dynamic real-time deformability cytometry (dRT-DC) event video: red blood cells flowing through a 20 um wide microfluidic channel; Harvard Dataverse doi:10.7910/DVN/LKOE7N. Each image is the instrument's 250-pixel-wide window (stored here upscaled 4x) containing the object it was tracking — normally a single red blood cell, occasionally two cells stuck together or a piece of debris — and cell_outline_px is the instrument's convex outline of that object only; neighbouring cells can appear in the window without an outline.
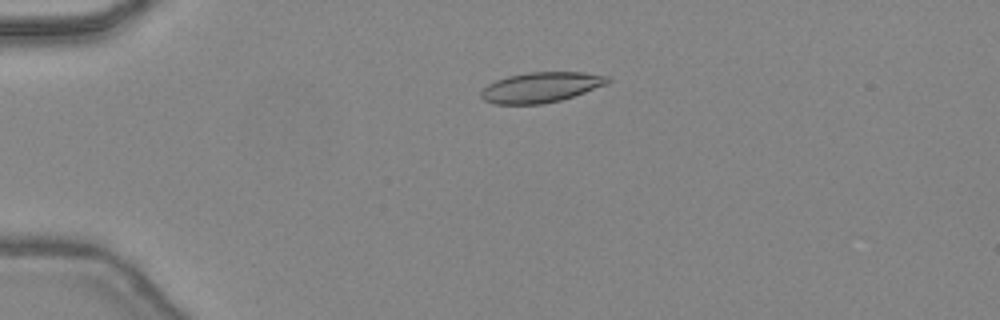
{"species": "common noctule bat (a hibernating species)", "species_latin": "Nyctalus noctula", "temperature_condition": "warm", "stored_images_in_passage": 38, "camera_frame_rate_fps": 3000, "um_per_image_px": 0.085, "animal": {"sex": "female", "body_mass_g": 24.6, "forearm_length_mm": 56.2}, "frame": {"image": 1, "passage_image": 3, "time_ms": 0.667, "image_size_px": [1000, 320], "cell_outline_px": [[612, 80], [608, 84], [560, 100], [540, 104], [492, 104], [484, 100], [480, 96], [480, 92], [488, 84], [496, 80], [508, 76], [528, 72], [584, 72], [608, 76]], "centroid_in_image_um": [45.98, 7.41], "position_along_channel_um": 39.0, "area_um2": 22.31}}
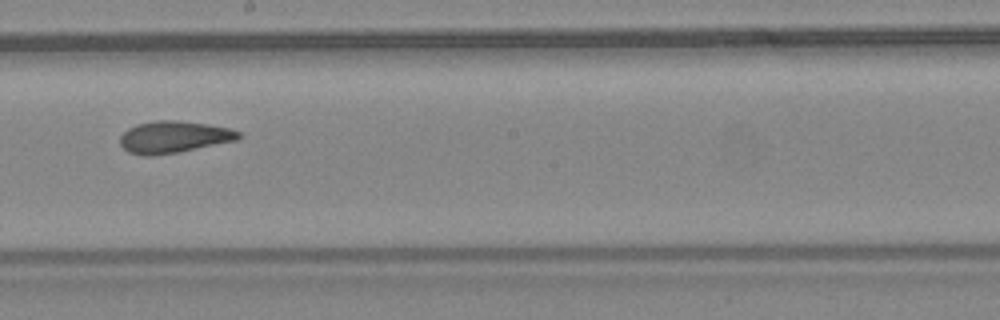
{"frame": {"image": 2, "passage_image": 19, "time_ms": 6.0, "image_size_px": [1000, 320], "cell_outline_px": [[244, 136], [240, 140], [180, 152], [152, 156], [140, 156], [128, 152], [120, 144], [120, 136], [128, 128], [136, 124], [156, 120], [176, 120], [208, 124], [228, 128], [240, 132]], "centroid_in_image_um": [14.8, 11.65], "position_along_channel_um": 233.4, "area_um2": 22.43}}
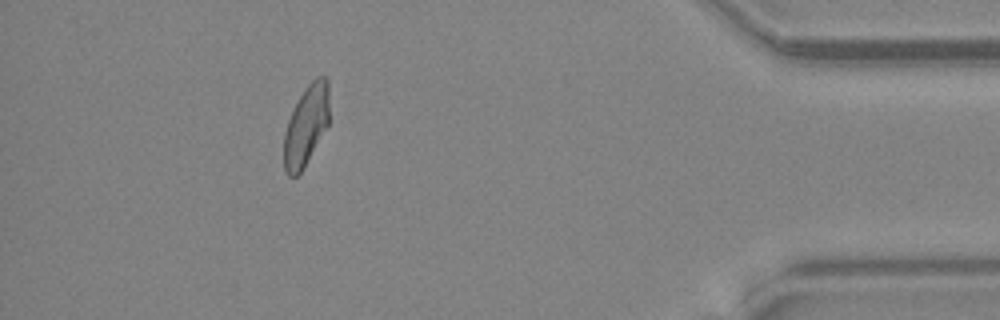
{"frame": {"image": 3, "passage_image": 34, "time_ms": 11.0, "image_size_px": [1000, 320], "cell_outline_px": [[328, 124], [304, 168], [296, 176], [288, 176], [284, 172], [284, 132], [288, 120], [304, 88], [316, 76], [328, 76]], "centroid_in_image_um": [26.01, 10.67], "position_along_channel_um": 409.2, "area_um2": 21.1}, "authors_computed_cell_mechanics": {"area_um2": 21.9929, "velocity_mm_per_s": 4.4675, "shape_relaxation_time_tau1_ms": null, "shape_relaxation_time_tau2_ms": 2.6181, "deformation_change_tau1": null, "deformation_change_tau2": 0.0955}}